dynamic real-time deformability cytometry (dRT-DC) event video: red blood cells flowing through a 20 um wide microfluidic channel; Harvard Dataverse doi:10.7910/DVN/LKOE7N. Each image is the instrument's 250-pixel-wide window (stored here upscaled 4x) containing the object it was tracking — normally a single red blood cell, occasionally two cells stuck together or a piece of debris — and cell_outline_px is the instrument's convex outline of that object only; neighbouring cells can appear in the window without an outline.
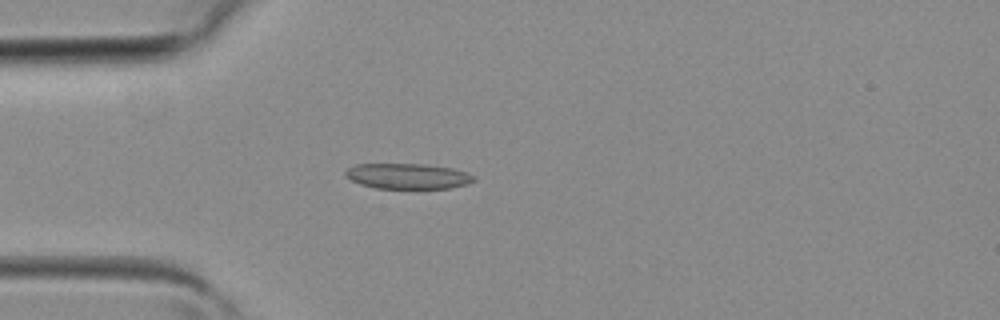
{"species": "common noctule bat (a hibernating species)", "species_latin": "Nyctalus noctula", "temperature_condition": "room temperature", "stored_images_in_passage": 2, "camera_frame_rate_fps": 3000, "um_per_image_px": 0.085, "animal": {"sex": "female", "body_mass_g": 19.3, "forearm_length_mm": 54.1}, "frame": {"image": 1, "passage_image": 2, "time_ms": 0.333, "image_size_px": [1000, 320], "cell_outline_px": [[476, 180], [468, 184], [448, 188], [376, 188], [360, 184], [344, 176], [344, 172], [348, 168], [356, 164], [424, 164], [452, 168], [468, 172], [476, 176]], "centroid_in_image_um": [34.68, 14.97], "position_along_channel_um": 50.3, "area_um2": 19.13}}